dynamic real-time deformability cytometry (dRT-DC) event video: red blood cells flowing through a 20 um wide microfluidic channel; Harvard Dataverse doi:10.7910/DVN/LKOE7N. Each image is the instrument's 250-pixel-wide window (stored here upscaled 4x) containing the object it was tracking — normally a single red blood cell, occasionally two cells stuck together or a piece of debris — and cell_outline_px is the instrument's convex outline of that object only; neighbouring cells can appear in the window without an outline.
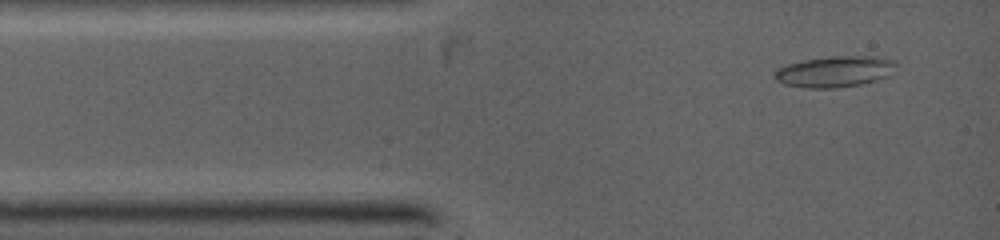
{"species": "common noctule bat (a hibernating species)", "species_latin": "Nyctalus noctula", "temperature_condition": "warm", "stored_images_in_passage": 26, "camera_frame_rate_fps": 5000, "um_per_image_px": 0.085, "animal": {"sex": "female", "body_mass_g": 19.0, "forearm_length_mm": 53.3}, "frame": {"image": 1, "passage_image": 2, "time_ms": 0.4, "image_size_px": [1000, 240], "cell_outline_px": [[900, 64], [892, 76], [860, 84], [836, 88], [808, 88], [784, 84], [776, 80], [772, 76], [776, 68], [800, 60], [828, 56], [876, 56], [896, 60]], "centroid_in_image_um": [71.02, 6.07], "position_along_channel_um": 14.0, "area_um2": 22.66}}
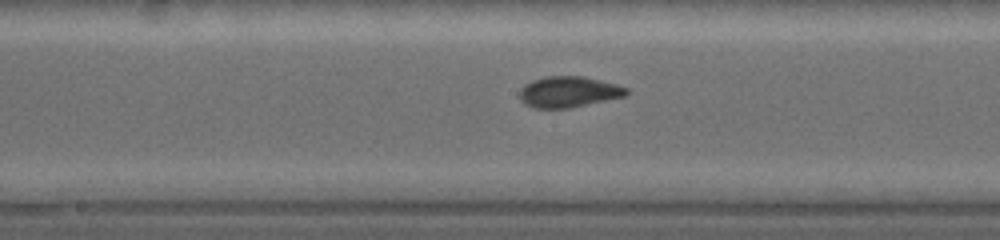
{"frame": {"image": 2, "passage_image": 16, "time_ms": 5.2, "image_size_px": [1000, 240], "cell_outline_px": [[628, 96], [572, 108], [532, 108], [524, 104], [520, 100], [520, 88], [524, 84], [532, 80], [548, 76], [584, 76], [616, 84], [628, 88]], "centroid_in_image_um": [48.35, 7.82], "position_along_channel_um": 199.9, "area_um2": 19.59}}
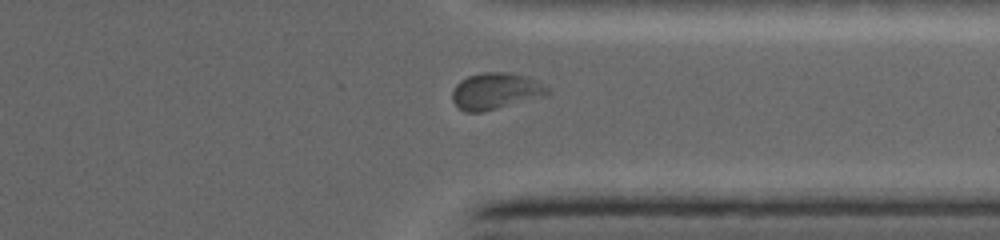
{"frame": {"image": 3, "passage_image": 26, "time_ms": 8.8, "image_size_px": [1000, 240], "cell_outline_px": [[552, 92], [544, 96], [484, 112], [464, 112], [452, 100], [452, 92], [456, 84], [460, 80], [468, 76], [484, 72], [512, 72], [528, 76], [544, 84]], "centroid_in_image_um": [42.15, 7.73], "position_along_channel_um": 369.3, "area_um2": 20.46}}